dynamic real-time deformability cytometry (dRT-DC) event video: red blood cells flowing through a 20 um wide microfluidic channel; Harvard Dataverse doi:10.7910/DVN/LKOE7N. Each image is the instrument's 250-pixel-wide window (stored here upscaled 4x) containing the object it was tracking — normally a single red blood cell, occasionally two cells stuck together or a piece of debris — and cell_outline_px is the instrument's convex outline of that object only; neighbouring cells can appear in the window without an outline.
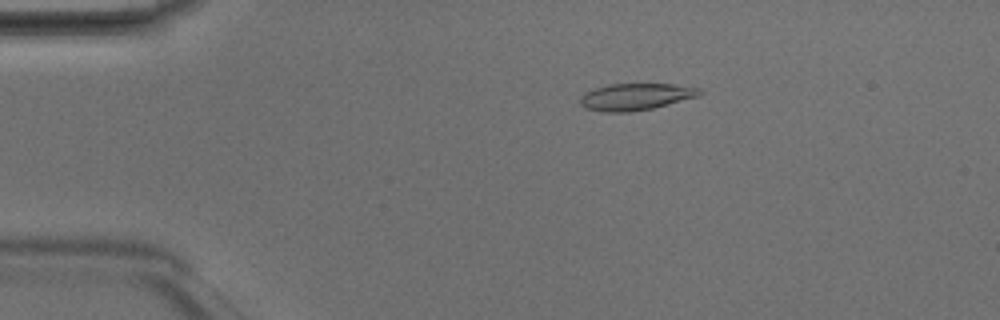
{"species": "Egyptian fruit bat (a non-hibernating species)", "species_latin": "Rousettus aegyptiacus", "temperature_condition": "room temperature", "stored_images_in_passage": 41, "camera_frame_rate_fps": 3000, "um_per_image_px": 0.085, "animal": {"sex": "male"}, "frame": {"image": 1, "passage_image": 2, "time_ms": 0.333, "image_size_px": [1000, 320], "cell_outline_px": [[704, 92], [700, 96], [652, 108], [628, 112], [604, 112], [584, 108], [580, 104], [580, 96], [584, 92], [608, 84], [672, 84], [700, 88]], "centroid_in_image_um": [54.03, 8.22], "position_along_channel_um": 31.0, "area_um2": 18.73}}
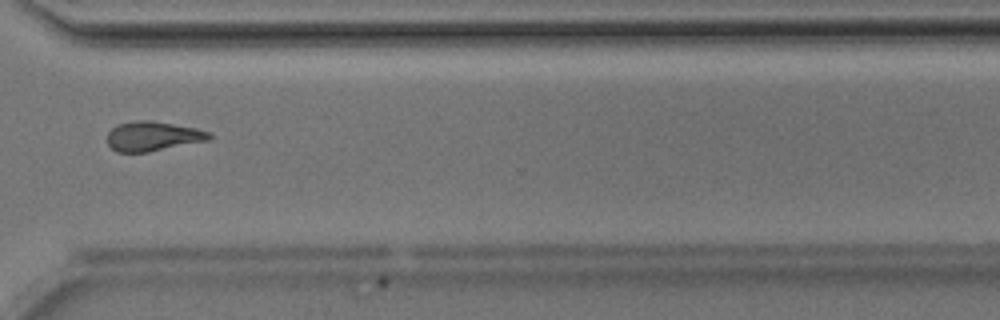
{"frame": {"image": 2, "passage_image": 29, "time_ms": 9.333, "image_size_px": [1000, 320], "cell_outline_px": [[212, 136], [208, 140], [148, 152], [116, 152], [108, 144], [108, 132], [116, 124], [136, 120], [152, 120], [196, 128], [208, 132]], "centroid_in_image_um": [12.96, 11.57], "position_along_channel_um": 357.6, "area_um2": 17.51}}
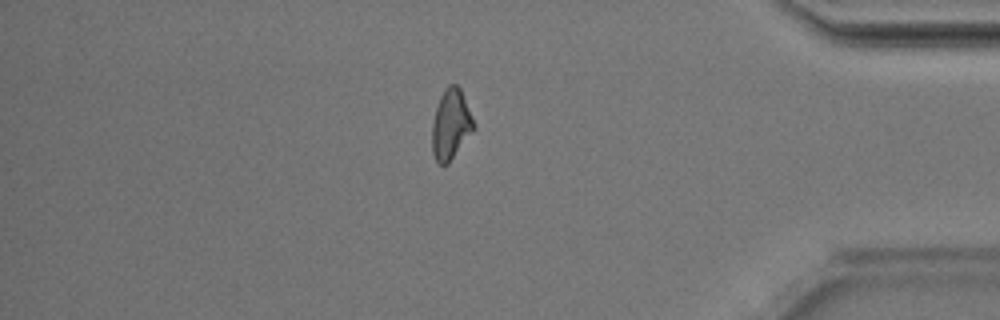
{"frame": {"image": 3, "passage_image": 34, "time_ms": 11.0, "image_size_px": [1000, 320], "cell_outline_px": [[476, 128], [448, 164], [444, 168], [436, 160], [432, 152], [432, 124], [436, 108], [440, 96], [448, 84], [456, 84], [460, 88], [472, 116]], "centroid_in_image_um": [38.32, 10.61], "position_along_channel_um": 396.9, "area_um2": 17.11}, "authors_computed_cell_mechanics": {"area_um2": 17.5134, "velocity_mm_per_s": 4.2074, "shape_relaxation_time_tau1_ms": 7.4536, "shape_relaxation_time_tau2_ms": 5.955, "deformation_change_tau1": 0.224, "deformation_change_tau2": 0.1478}}